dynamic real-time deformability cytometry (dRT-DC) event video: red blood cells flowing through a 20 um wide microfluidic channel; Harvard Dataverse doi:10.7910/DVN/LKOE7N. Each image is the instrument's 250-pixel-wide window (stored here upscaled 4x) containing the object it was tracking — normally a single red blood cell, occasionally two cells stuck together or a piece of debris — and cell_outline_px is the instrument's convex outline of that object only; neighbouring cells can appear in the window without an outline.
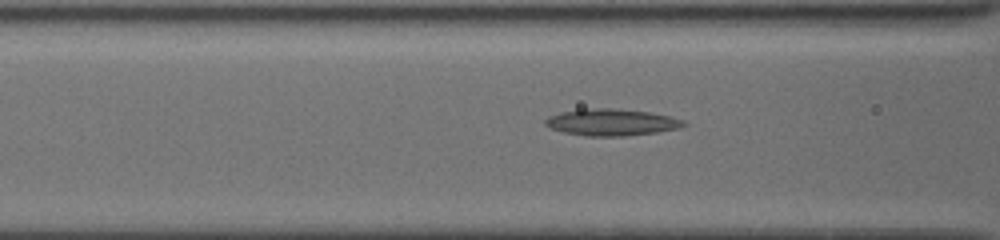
{"species": "common noctule bat (a hibernating species)", "species_latin": "Nyctalus noctula", "temperature_condition": "cold", "stored_images_in_passage": 9, "camera_frame_rate_fps": 3000, "um_per_image_px": 0.085, "animal": {"sex": "female", "body_mass_g": 19.5, "forearm_length_mm": 54.1}, "frame": {"image": 1, "passage_image": 8, "time_ms": 5.0, "image_size_px": [1000, 240], "cell_outline_px": [[688, 124], [680, 128], [656, 132], [624, 136], [584, 136], [564, 132], [552, 128], [544, 124], [544, 120], [548, 116], [560, 112], [580, 108], [612, 108], [648, 112], [668, 116], [684, 120]], "centroid_in_image_um": [51.95, 10.39], "position_along_channel_um": 114.7, "area_um2": 21.62}}